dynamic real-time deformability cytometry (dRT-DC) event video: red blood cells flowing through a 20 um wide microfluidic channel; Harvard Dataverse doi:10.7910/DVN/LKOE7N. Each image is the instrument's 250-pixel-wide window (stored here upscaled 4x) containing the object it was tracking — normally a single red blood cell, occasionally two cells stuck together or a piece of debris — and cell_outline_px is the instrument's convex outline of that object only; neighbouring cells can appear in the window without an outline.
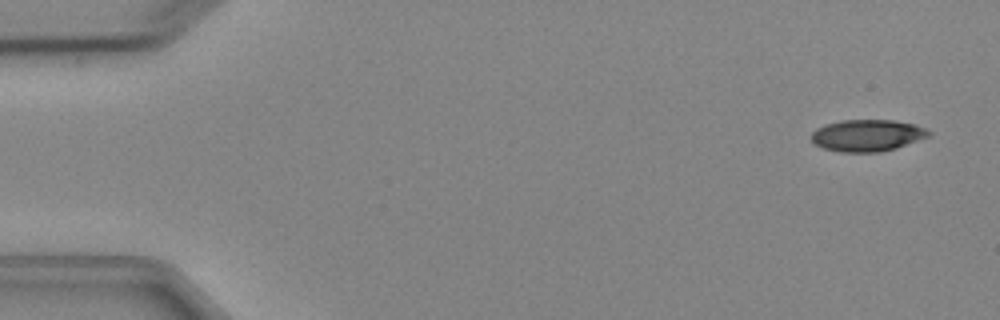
{"species": "Egyptian fruit bat (a non-hibernating species)", "species_latin": "Rousettus aegyptiacus", "temperature_condition": "cold", "stored_images_in_passage": 6, "camera_frame_rate_fps": 3000, "um_per_image_px": 0.085, "animal": {"sex": "female"}, "frame": {"image": 1, "passage_image": 1, "time_ms": 0.0, "image_size_px": [1000, 320], "cell_outline_px": [[932, 136], [896, 148], [880, 152], [840, 152], [824, 148], [816, 144], [812, 140], [812, 132], [816, 128], [824, 124], [844, 120], [892, 120], [912, 124], [928, 128], [932, 132]], "centroid_in_image_um": [73.76, 11.51], "position_along_channel_um": 11.2, "area_um2": 21.85}}
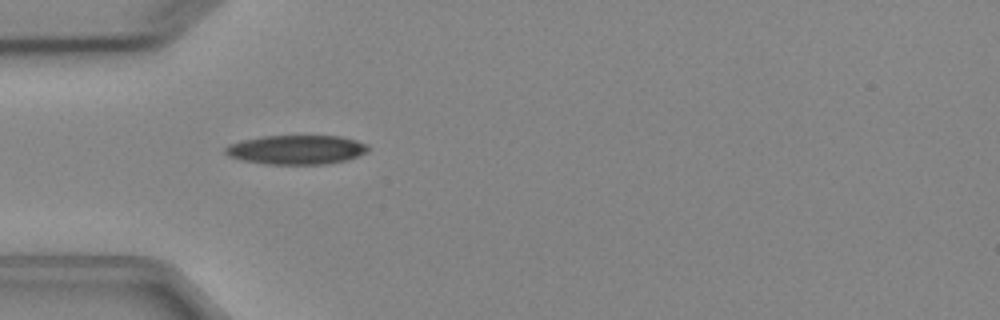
{"frame": {"image": 2, "passage_image": 4, "time_ms": 4.333, "image_size_px": [1000, 320], "cell_outline_px": [[368, 152], [344, 160], [328, 164], [264, 164], [244, 160], [228, 156], [224, 152], [224, 148], [228, 144], [240, 140], [264, 136], [340, 136], [356, 140], [368, 144]], "centroid_in_image_um": [25.17, 12.72], "position_along_channel_um": 59.8, "area_um2": 24.33}}